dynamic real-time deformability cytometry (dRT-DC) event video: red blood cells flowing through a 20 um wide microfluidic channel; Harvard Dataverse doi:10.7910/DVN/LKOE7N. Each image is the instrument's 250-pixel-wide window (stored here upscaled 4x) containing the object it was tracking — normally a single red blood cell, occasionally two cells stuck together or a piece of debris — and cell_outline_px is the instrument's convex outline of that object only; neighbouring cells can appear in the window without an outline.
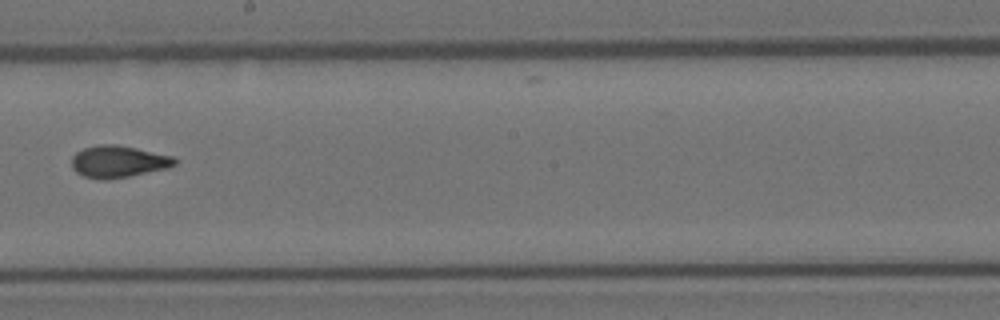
{"species": "Egyptian fruit bat (a non-hibernating species)", "species_latin": "Rousettus aegyptiacus", "temperature_condition": "room temperature", "stored_images_in_passage": 12, "camera_frame_rate_fps": 3000, "um_per_image_px": 0.085, "animal": {"sex": "female"}, "frame": {"image": 1, "passage_image": 6, "time_ms": 1.667, "image_size_px": [1000, 320], "cell_outline_px": [[176, 164], [168, 168], [108, 180], [100, 180], [84, 176], [76, 172], [72, 168], [72, 156], [76, 152], [84, 148], [100, 144], [116, 144], [136, 148], [172, 156], [176, 160]], "centroid_in_image_um": [10.02, 13.74], "position_along_channel_um": 238.2, "area_um2": 19.13}}
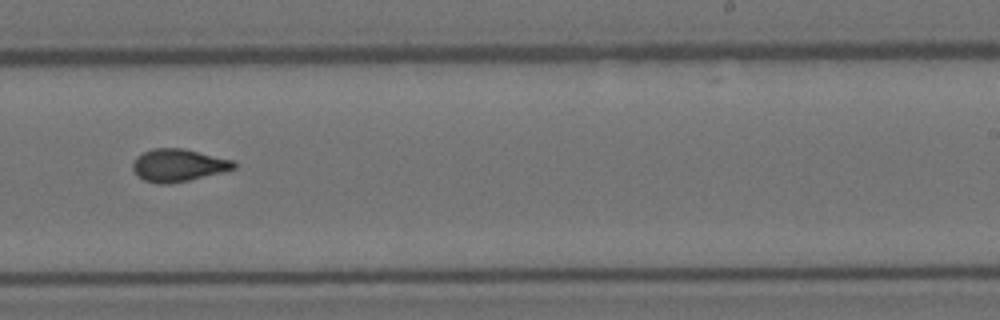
{"frame": {"image": 2, "passage_image": 7, "time_ms": 2.0, "image_size_px": [1000, 320], "cell_outline_px": [[236, 168], [224, 172], [188, 180], [168, 184], [156, 184], [144, 180], [136, 176], [132, 168], [132, 164], [136, 156], [152, 148], [184, 148], [236, 160]], "centroid_in_image_um": [15.16, 14.04], "position_along_channel_um": 273.8, "area_um2": 19.54}}
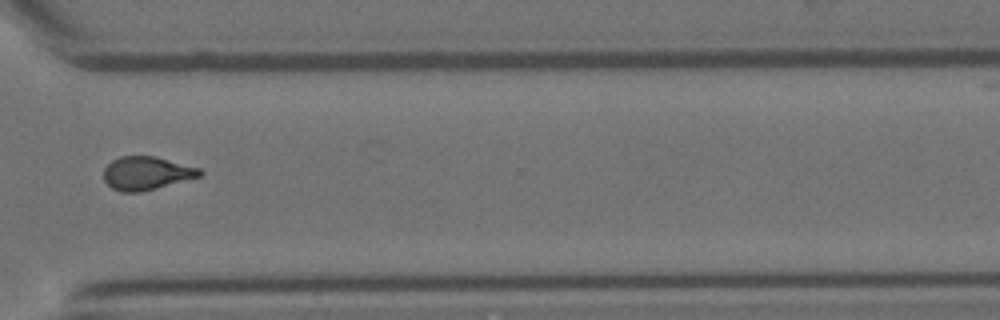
{"frame": {"image": 3, "passage_image": 9, "time_ms": 2.667, "image_size_px": [1000, 320], "cell_outline_px": [[204, 172], [200, 176], [156, 188], [140, 192], [120, 192], [112, 188], [104, 180], [104, 168], [112, 160], [120, 156], [156, 156], [200, 168]], "centroid_in_image_um": [12.44, 14.71], "position_along_channel_um": 358.2, "area_um2": 18.61}}